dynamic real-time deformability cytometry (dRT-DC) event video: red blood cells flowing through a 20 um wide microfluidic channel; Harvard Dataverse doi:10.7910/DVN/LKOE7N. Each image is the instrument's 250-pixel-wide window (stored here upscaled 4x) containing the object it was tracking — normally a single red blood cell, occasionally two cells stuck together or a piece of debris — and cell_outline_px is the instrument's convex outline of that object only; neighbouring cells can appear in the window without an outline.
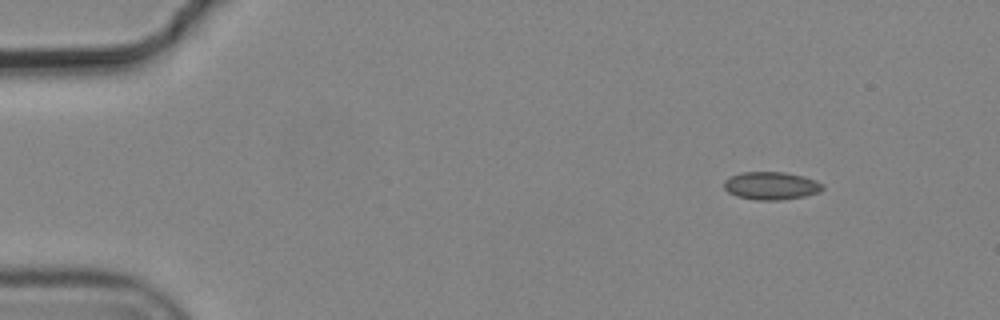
{"species": "common noctule bat (a hibernating species)", "species_latin": "Nyctalus noctula", "temperature_condition": "cold", "stored_images_in_passage": 4, "camera_frame_rate_fps": 3000, "um_per_image_px": 0.085, "animal": {"sex": "male", "body_mass_g": 19.2, "forearm_length_mm": 51.8}, "frame": {"image": 1, "passage_image": 1, "time_ms": 0.0, "image_size_px": [1000, 320], "cell_outline_px": [[824, 188], [820, 192], [804, 196], [780, 200], [756, 200], [736, 196], [728, 192], [724, 188], [724, 180], [740, 172], [784, 172], [804, 176], [816, 180], [824, 184]], "centroid_in_image_um": [65.56, 15.78], "position_along_channel_um": 19.4, "area_um2": 16.13}}